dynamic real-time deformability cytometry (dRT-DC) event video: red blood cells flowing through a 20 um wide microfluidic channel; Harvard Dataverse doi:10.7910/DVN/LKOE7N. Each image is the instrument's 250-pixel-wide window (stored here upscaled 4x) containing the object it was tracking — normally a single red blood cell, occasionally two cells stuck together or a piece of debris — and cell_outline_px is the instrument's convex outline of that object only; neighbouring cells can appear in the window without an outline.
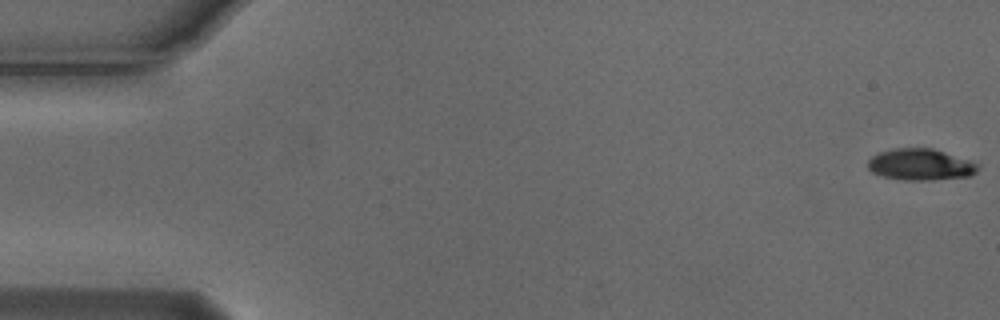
{"species": "Egyptian fruit bat (a non-hibernating species)", "species_latin": "Rousettus aegyptiacus", "temperature_condition": "cold", "stored_images_in_passage": 55, "camera_frame_rate_fps": 3000, "um_per_image_px": 0.085, "animal": {"sex": "male"}, "frame": {"image": 1, "passage_image": 1, "time_ms": 0.0, "image_size_px": [1000, 320], "cell_outline_px": [[980, 164], [976, 172], [972, 176], [928, 180], [904, 180], [884, 176], [872, 172], [868, 168], [868, 160], [872, 156], [880, 152], [896, 148], [932, 148]], "centroid_in_image_um": [78.25, 13.99], "position_along_channel_um": 6.8, "area_um2": 20.0}}
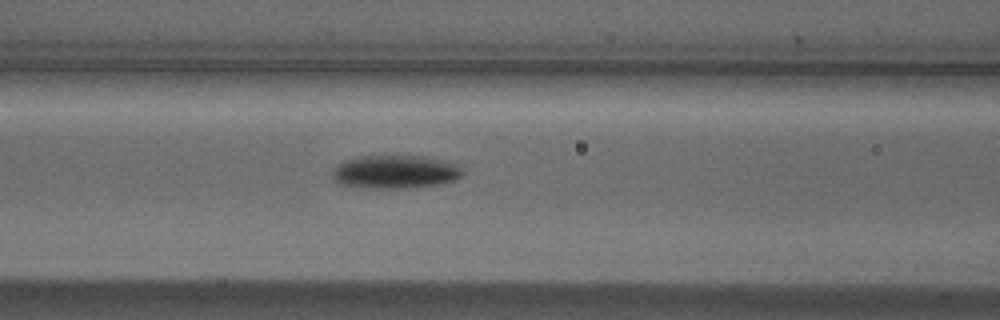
{"frame": {"image": 2, "passage_image": 23, "time_ms": 7.333, "image_size_px": [1000, 320], "cell_outline_px": [[464, 176], [456, 180], [440, 184], [412, 188], [376, 188], [340, 184], [332, 176], [332, 168], [344, 160], [360, 156], [424, 156], [444, 160], [456, 164], [464, 172]], "centroid_in_image_um": [33.63, 14.6], "position_along_channel_um": 133.0, "area_um2": 25.43}}
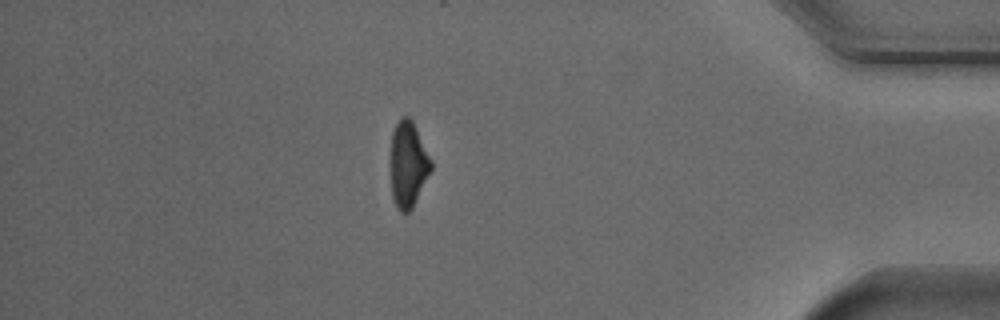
{"frame": {"image": 3, "passage_image": 48, "time_ms": 15.667, "image_size_px": [1000, 320], "cell_outline_px": [[432, 168], [412, 208], [408, 212], [400, 212], [396, 208], [392, 196], [388, 160], [392, 132], [400, 116], [408, 116], [412, 120], [432, 160]], "centroid_in_image_um": [34.64, 13.95], "position_along_channel_um": 400.6, "area_um2": 20.81}, "authors_computed_cell_mechanics": {"area_um2": 21.9062, "velocity_mm_per_s": 3.7174, "shape_relaxation_time_tau1_ms": 2.2544, "shape_relaxation_time_tau2_ms": null, "deformation_change_tau1": 0.1191, "deformation_change_tau2": null}}